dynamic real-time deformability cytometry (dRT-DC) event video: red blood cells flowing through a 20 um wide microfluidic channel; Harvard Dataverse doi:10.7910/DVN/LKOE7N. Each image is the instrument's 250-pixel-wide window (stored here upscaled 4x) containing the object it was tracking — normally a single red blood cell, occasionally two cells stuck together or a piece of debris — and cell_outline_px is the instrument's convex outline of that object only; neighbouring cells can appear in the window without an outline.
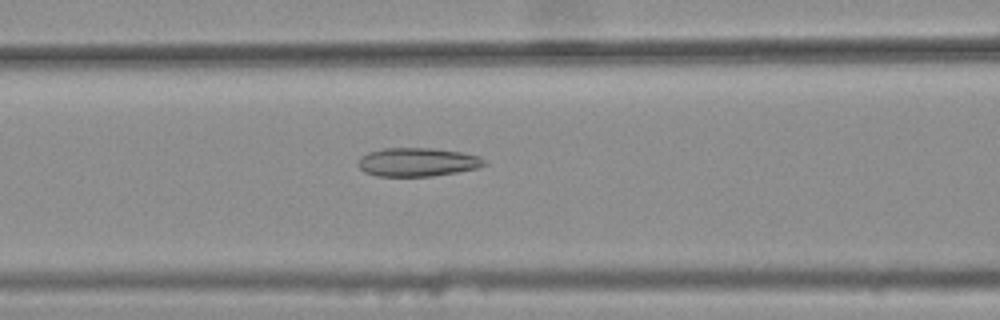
{"species": "common noctule bat (a hibernating species)", "species_latin": "Nyctalus noctula", "temperature_condition": "warm", "stored_images_in_passage": 37, "camera_frame_rate_fps": 3000, "um_per_image_px": 0.085, "animal": {"sex": "female", "body_mass_g": 25.1}, "frame": {"image": 1, "passage_image": 12, "time_ms": 3.667, "image_size_px": [1000, 320], "cell_outline_px": [[488, 164], [476, 168], [456, 172], [432, 176], [376, 176], [364, 172], [356, 164], [360, 156], [368, 152], [384, 148], [432, 148], [460, 152], [480, 156]], "centroid_in_image_um": [35.44, 13.77], "position_along_channel_um": 131.2, "area_um2": 21.1}}
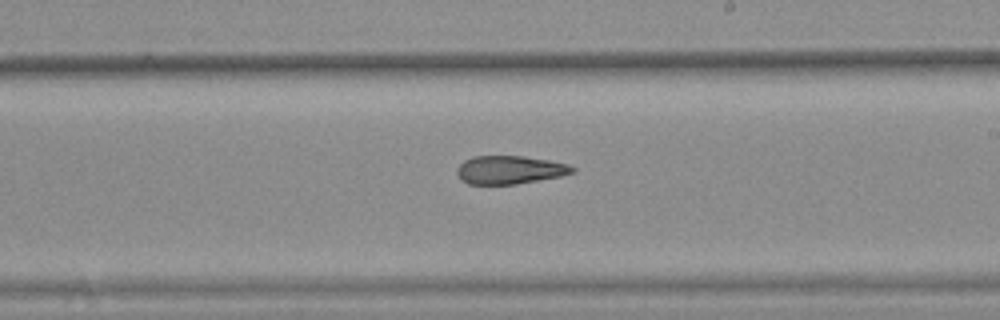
{"frame": {"image": 2, "passage_image": 21, "time_ms": 6.667, "image_size_px": [1000, 320], "cell_outline_px": [[576, 172], [560, 176], [516, 184], [468, 184], [460, 180], [456, 172], [456, 168], [464, 160], [472, 156], [524, 156], [548, 160], [568, 164], [576, 168]], "centroid_in_image_um": [43.31, 14.43], "position_along_channel_um": 245.7, "area_um2": 19.13}}
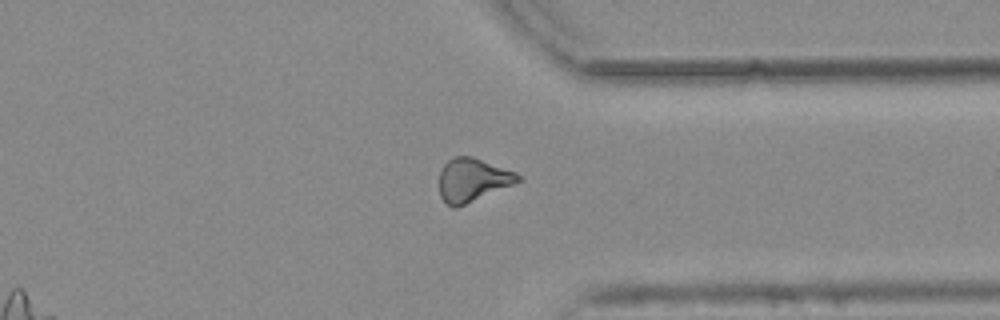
{"frame": {"image": 3, "passage_image": 31, "time_ms": 10.0, "image_size_px": [1000, 320], "cell_outline_px": [[524, 176], [520, 180], [512, 184], [456, 208], [452, 208], [440, 196], [440, 172], [444, 164], [448, 160], [456, 156], [472, 156], [516, 172]], "centroid_in_image_um": [40.16, 15.28], "position_along_channel_um": 371.2, "area_um2": 19.59}, "authors_computed_cell_mechanics": {"area_um2": 20.1144, "velocity_mm_per_s": 3.8282, "shape_relaxation_time_tau1_ms": null, "shape_relaxation_time_tau2_ms": 3.5972, "deformation_change_tau1": null, "deformation_change_tau2": 0.1243}}